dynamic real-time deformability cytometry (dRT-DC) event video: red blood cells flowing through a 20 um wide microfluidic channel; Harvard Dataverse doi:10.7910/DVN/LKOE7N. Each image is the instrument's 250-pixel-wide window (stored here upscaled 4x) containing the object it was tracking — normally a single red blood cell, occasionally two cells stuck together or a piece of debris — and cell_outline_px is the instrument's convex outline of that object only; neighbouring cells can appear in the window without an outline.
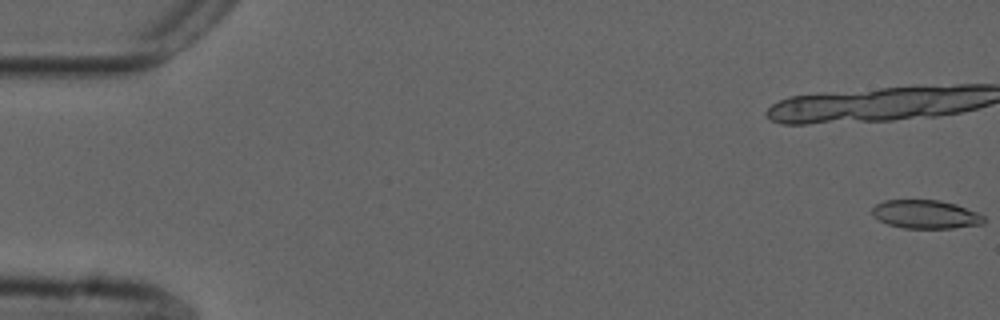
{"species": "common noctule bat (a hibernating species)", "species_latin": "Nyctalus noctula", "temperature_condition": "cold", "stored_images_in_passage": 43, "camera_frame_rate_fps": 3000, "um_per_image_px": 0.085, "animal": {"sex": "male", "forearm_length_mm": 52.5}, "frame": {"image": 1, "passage_image": 1, "time_ms": 0.0, "image_size_px": [1000, 320], "cell_outline_px": [[984, 224], [952, 228], [904, 228], [888, 224], [872, 216], [872, 208], [876, 204], [884, 200], [940, 200], [956, 204], [976, 212], [984, 216]], "centroid_in_image_um": [78.67, 18.21], "position_along_channel_um": 6.3, "area_um2": 18.55}}